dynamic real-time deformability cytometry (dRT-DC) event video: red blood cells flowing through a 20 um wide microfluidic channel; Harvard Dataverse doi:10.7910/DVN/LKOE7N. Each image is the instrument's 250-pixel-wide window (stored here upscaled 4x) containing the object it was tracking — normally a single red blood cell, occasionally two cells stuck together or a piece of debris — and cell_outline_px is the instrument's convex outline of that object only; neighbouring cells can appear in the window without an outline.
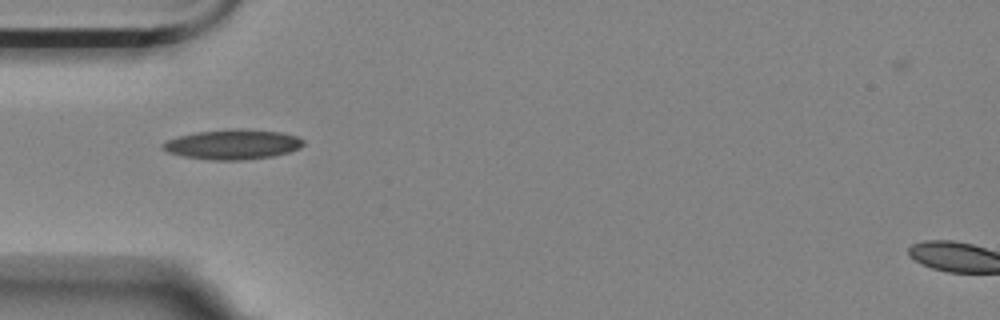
{"species": "Egyptian fruit bat (a non-hibernating species)", "species_latin": "Rousettus aegyptiacus", "temperature_condition": "room temperature", "stored_images_in_passage": 11, "camera_frame_rate_fps": 3000, "um_per_image_px": 0.085, "animal": {"sex": "female"}, "frame": {"image": 1, "passage_image": 1, "time_ms": 0.0, "image_size_px": [1000, 320], "cell_outline_px": [[304, 144], [300, 148], [288, 152], [272, 156], [244, 160], [212, 160], [184, 156], [168, 152], [160, 148], [160, 144], [168, 140], [180, 136], [196, 132], [240, 128], [280, 132], [296, 136], [304, 140]], "centroid_in_image_um": [19.78, 12.27], "position_along_channel_um": 65.2, "area_um2": 24.39}}
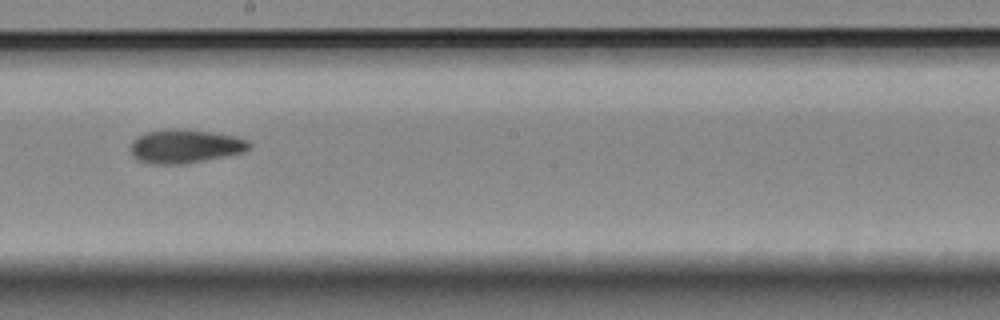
{"frame": {"image": 2, "passage_image": 5, "time_ms": 4.667, "image_size_px": [1000, 320], "cell_outline_px": [[252, 144], [248, 148], [240, 152], [224, 156], [184, 164], [148, 164], [132, 156], [132, 140], [136, 136], [148, 132], [172, 128], [184, 128], [212, 132], [232, 136], [248, 140]], "centroid_in_image_um": [15.69, 12.42], "position_along_channel_um": 232.5, "area_um2": 23.12}}
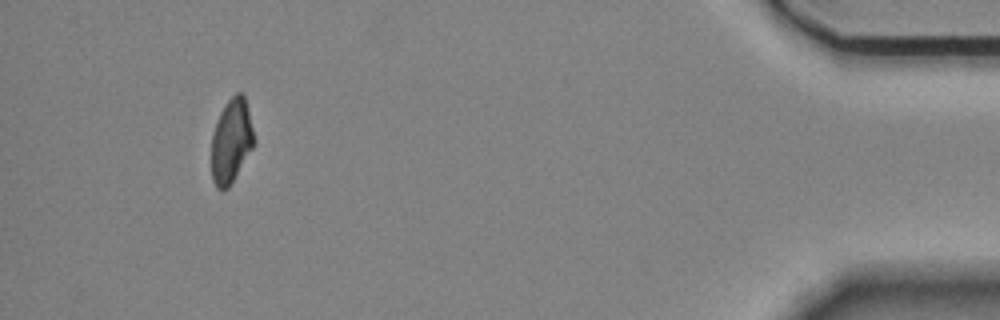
{"frame": {"image": 3, "passage_image": 10, "time_ms": 11.667, "image_size_px": [1000, 320], "cell_outline_px": [[256, 144], [228, 188], [224, 192], [216, 188], [212, 180], [212, 136], [220, 112], [228, 100], [236, 92], [240, 92], [244, 96], [256, 140]], "centroid_in_image_um": [19.68, 12.02], "position_along_channel_um": 415.5, "area_um2": 20.92}, "authors_computed_cell_mechanics": {"area_um2": 22.4842, "velocity_mm_per_s": 3.5776, "shape_relaxation_time_tau1_ms": 6.2268, "shape_relaxation_time_tau2_ms": 2.925, "deformation_change_tau1": 0.1552, "deformation_change_tau2": 0.0822}}